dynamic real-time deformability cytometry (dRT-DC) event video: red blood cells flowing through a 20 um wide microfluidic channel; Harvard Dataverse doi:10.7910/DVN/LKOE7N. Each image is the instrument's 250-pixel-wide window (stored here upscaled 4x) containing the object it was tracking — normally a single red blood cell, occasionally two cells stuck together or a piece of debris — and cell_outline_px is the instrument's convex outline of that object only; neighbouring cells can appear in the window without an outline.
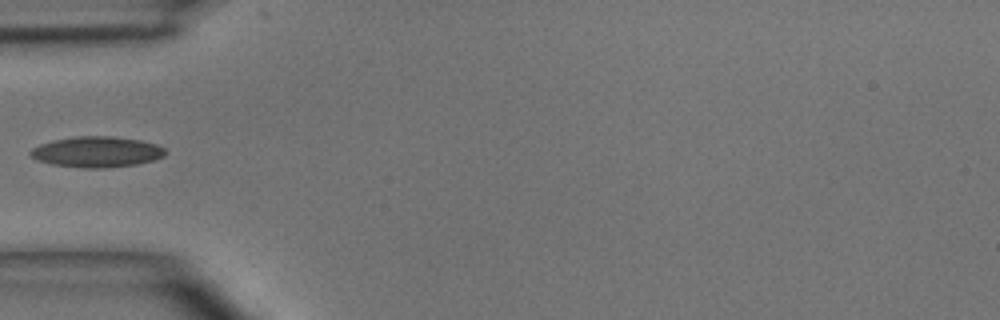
{"species": "common noctule bat (a hibernating species)", "species_latin": "Nyctalus noctula", "temperature_condition": "room temperature", "stored_images_in_passage": 3, "camera_frame_rate_fps": 3000, "um_per_image_px": 0.085, "animal": {"sex": "male", "body_mass_g": 15.6}, "frame": {"image": 1, "passage_image": 3, "time_ms": 2.333, "image_size_px": [1000, 320], "cell_outline_px": [[168, 152], [164, 156], [152, 160], [136, 164], [108, 168], [80, 168], [52, 164], [36, 160], [28, 152], [32, 148], [40, 144], [52, 140], [76, 136], [112, 136], [140, 140], [156, 144], [164, 148]], "centroid_in_image_um": [8.21, 12.91], "position_along_channel_um": 76.8, "area_um2": 24.28}}